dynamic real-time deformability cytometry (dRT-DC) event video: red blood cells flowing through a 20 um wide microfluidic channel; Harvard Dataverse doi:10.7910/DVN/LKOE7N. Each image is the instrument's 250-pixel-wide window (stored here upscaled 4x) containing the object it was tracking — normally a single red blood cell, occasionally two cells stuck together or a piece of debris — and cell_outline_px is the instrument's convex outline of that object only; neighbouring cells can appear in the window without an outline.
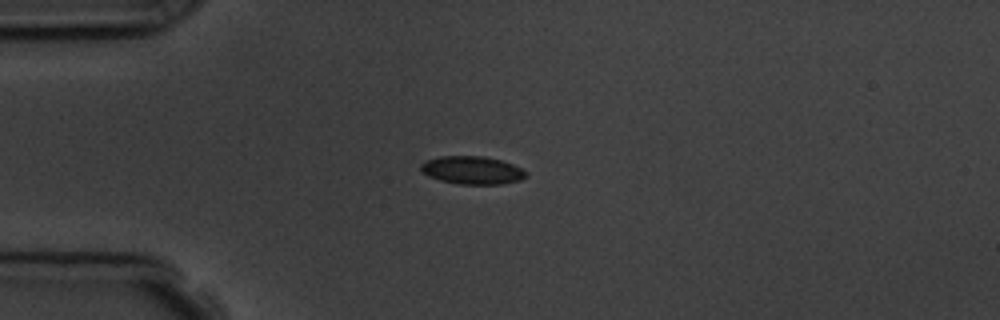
{"species": "common noctule bat (a hibernating species)", "species_latin": "Nyctalus noctula", "temperature_condition": "room temperature", "stored_images_in_passage": 3, "camera_frame_rate_fps": 3000, "um_per_image_px": 0.085, "animal": {"sex": "male", "body_mass_g": 19.5, "forearm_length_mm": 54.6}, "frame": {"image": 1, "passage_image": 1, "time_ms": 0.0, "image_size_px": [1000, 320], "cell_outline_px": [[528, 176], [520, 180], [500, 184], [460, 184], [440, 180], [428, 176], [420, 168], [420, 164], [424, 160], [440, 156], [484, 156], [500, 160], [512, 164], [528, 172]], "centroid_in_image_um": [40.13, 14.46], "position_along_channel_um": 44.9, "area_um2": 17.17}}
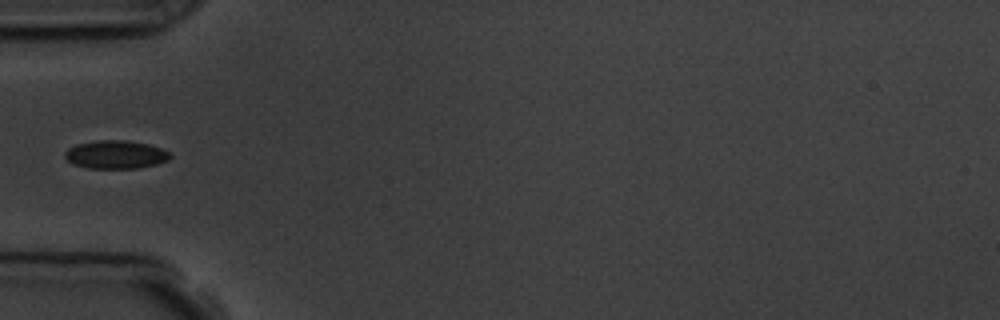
{"frame": {"image": 2, "passage_image": 2, "time_ms": 1.333, "image_size_px": [1000, 320], "cell_outline_px": [[172, 156], [168, 160], [156, 164], [140, 168], [88, 168], [72, 164], [64, 156], [64, 152], [68, 148], [76, 144], [96, 140], [124, 140], [148, 144], [160, 148], [168, 152]], "centroid_in_image_um": [9.8, 13.14], "position_along_channel_um": 75.2, "area_um2": 17.34}}